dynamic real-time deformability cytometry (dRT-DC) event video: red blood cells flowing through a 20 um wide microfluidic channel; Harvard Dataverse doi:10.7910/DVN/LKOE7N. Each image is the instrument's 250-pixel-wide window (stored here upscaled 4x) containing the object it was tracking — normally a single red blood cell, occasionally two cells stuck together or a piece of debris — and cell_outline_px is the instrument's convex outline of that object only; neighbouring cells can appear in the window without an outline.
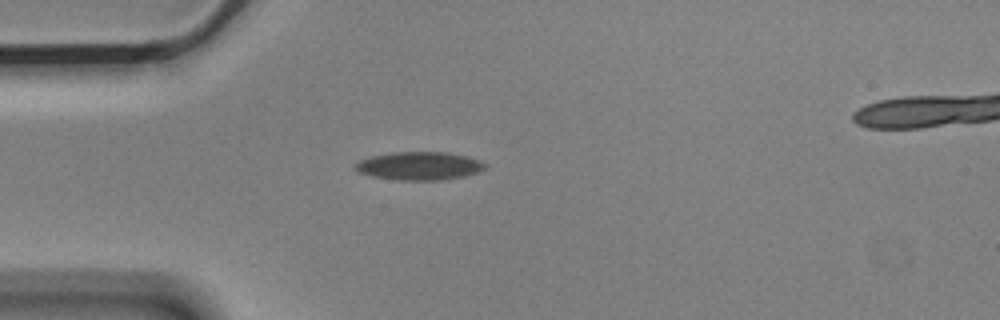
{"species": "Egyptian fruit bat (a non-hibernating species)", "species_latin": "Rousettus aegyptiacus", "temperature_condition": "cold", "stored_images_in_passage": 2, "camera_frame_rate_fps": 3000, "um_per_image_px": 0.085, "animal": {"sex": "male"}, "frame": {"image": 1, "passage_image": 1, "time_ms": 0.0, "image_size_px": [1000, 320], "cell_outline_px": [[484, 168], [480, 172], [464, 176], [440, 180], [396, 180], [372, 176], [356, 172], [352, 168], [352, 164], [360, 160], [372, 156], [392, 152], [448, 152], [480, 160], [484, 164]], "centroid_in_image_um": [35.56, 14.1], "position_along_channel_um": 49.4, "area_um2": 21.44}}